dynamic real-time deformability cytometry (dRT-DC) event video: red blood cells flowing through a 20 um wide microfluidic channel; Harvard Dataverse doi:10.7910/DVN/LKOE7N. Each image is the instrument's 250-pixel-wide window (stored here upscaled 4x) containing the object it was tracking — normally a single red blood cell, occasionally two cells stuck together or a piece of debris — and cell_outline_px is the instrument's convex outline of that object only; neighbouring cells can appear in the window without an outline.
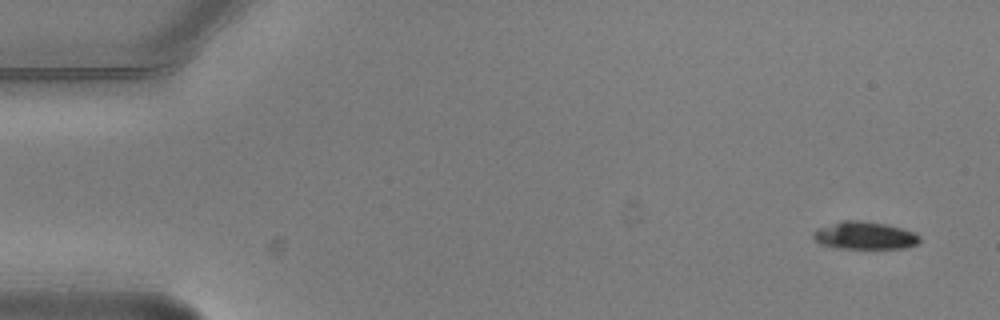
{"species": "common noctule bat (a hibernating species)", "species_latin": "Nyctalus noctula", "temperature_condition": "warm", "stored_images_in_passage": 5, "camera_frame_rate_fps": 3000, "um_per_image_px": 0.085, "animal": {"sex": "male", "body_mass_g": 20.5, "forearm_length_mm": 52.5}, "frame": {"image": 1, "passage_image": 1, "time_ms": 0.0, "image_size_px": [1000, 320], "cell_outline_px": [[920, 244], [908, 248], [836, 248], [820, 244], [812, 236], [812, 232], [816, 228], [840, 220], [860, 220], [888, 224], [912, 232], [920, 236]], "centroid_in_image_um": [73.48, 20.01], "position_along_channel_um": 11.5, "area_um2": 17.4}}
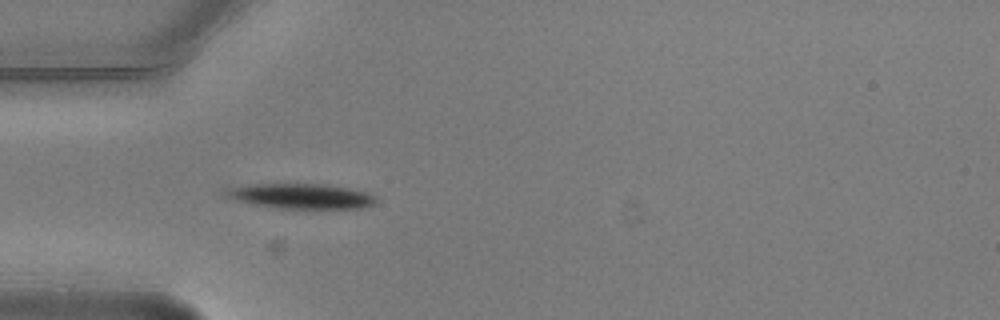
{"frame": {"image": 2, "passage_image": 5, "time_ms": 1.333, "image_size_px": [1000, 320], "cell_outline_px": [[376, 204], [364, 208], [280, 208], [256, 204], [236, 200], [224, 196], [220, 192], [224, 188], [248, 184], [328, 184], [368, 192], [376, 196]], "centroid_in_image_um": [25.57, 16.66], "position_along_channel_um": 59.4, "area_um2": 22.14}}